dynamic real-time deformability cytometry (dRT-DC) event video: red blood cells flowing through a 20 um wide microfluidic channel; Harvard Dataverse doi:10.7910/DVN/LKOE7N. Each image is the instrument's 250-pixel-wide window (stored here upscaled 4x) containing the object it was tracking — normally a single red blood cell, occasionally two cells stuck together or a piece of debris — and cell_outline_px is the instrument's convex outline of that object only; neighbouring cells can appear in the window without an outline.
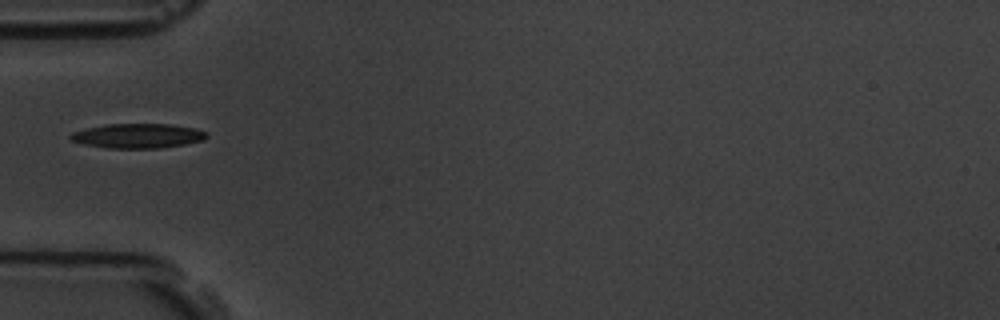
{"species": "common noctule bat (a hibernating species)", "species_latin": "Nyctalus noctula", "temperature_condition": "room temperature", "stored_images_in_passage": 40, "camera_frame_rate_fps": 3000, "um_per_image_px": 0.085, "animal": {"sex": "male", "body_mass_g": 19.5, "forearm_length_mm": 54.6}, "frame": {"image": 1, "passage_image": 1, "time_ms": 0.0, "image_size_px": [1000, 320], "cell_outline_px": [[208, 136], [204, 140], [184, 144], [160, 148], [108, 148], [84, 144], [72, 140], [68, 136], [72, 132], [88, 128], [108, 124], [168, 124], [192, 128], [208, 132]], "centroid_in_image_um": [11.72, 11.55], "position_along_channel_um": 73.3, "area_um2": 19.31}}
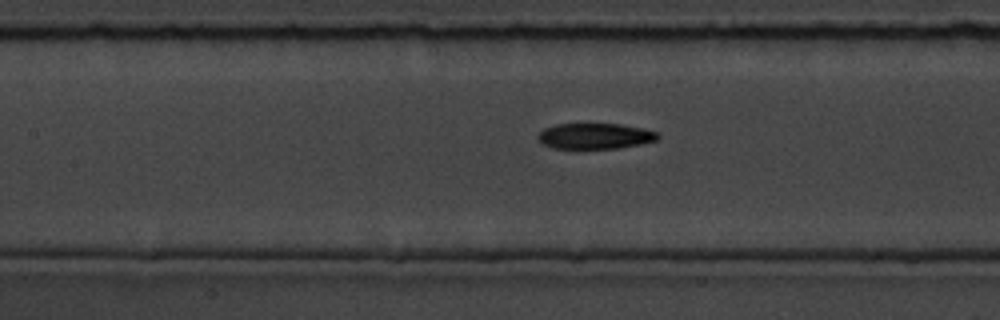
{"frame": {"image": 2, "passage_image": 8, "time_ms": 2.333, "image_size_px": [1000, 320], "cell_outline_px": [[660, 136], [656, 140], [640, 144], [616, 148], [552, 148], [544, 144], [536, 136], [544, 128], [556, 124], [620, 124], [644, 128], [656, 132]], "centroid_in_image_um": [50.57, 11.56], "position_along_channel_um": 156.8, "area_um2": 17.8}}
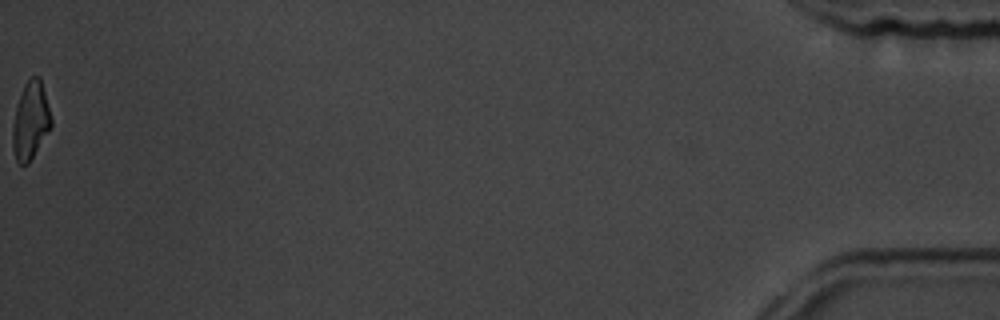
{"frame": {"image": 3, "passage_image": 40, "time_ms": 13.0, "image_size_px": [1000, 320], "cell_outline_px": [[52, 124], [28, 164], [20, 164], [16, 160], [12, 148], [12, 124], [16, 104], [24, 84], [32, 76], [40, 76], [52, 120]], "centroid_in_image_um": [2.57, 10.24], "position_along_channel_um": 432.6, "area_um2": 17.34}}